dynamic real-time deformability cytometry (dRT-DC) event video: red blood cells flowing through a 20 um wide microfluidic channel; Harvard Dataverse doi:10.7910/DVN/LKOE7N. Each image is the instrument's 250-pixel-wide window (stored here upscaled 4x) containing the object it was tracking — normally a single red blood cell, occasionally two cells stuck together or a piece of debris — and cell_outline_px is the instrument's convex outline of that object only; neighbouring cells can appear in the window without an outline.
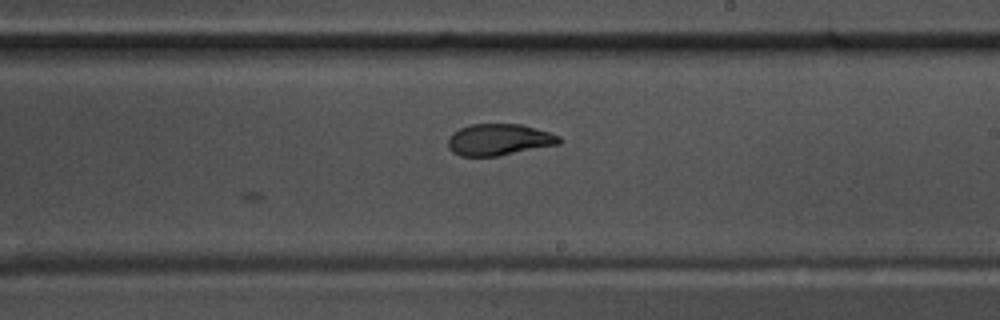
{"species": "common noctule bat (a hibernating species)", "species_latin": "Nyctalus noctula", "temperature_condition": "warm", "stored_images_in_passage": 15, "camera_frame_rate_fps": 3000, "um_per_image_px": 0.085, "animal": {"sex": "male", "body_mass_g": 17.5, "forearm_length_mm": 52.3}, "frame": {"image": 1, "passage_image": 15, "time_ms": 4.667, "image_size_px": [1000, 320], "cell_outline_px": [[560, 144], [496, 156], [460, 156], [452, 152], [448, 148], [448, 136], [452, 132], [468, 124], [520, 124], [548, 132], [560, 136]], "centroid_in_image_um": [42.36, 11.87], "position_along_channel_um": 246.6, "area_um2": 20.4}}